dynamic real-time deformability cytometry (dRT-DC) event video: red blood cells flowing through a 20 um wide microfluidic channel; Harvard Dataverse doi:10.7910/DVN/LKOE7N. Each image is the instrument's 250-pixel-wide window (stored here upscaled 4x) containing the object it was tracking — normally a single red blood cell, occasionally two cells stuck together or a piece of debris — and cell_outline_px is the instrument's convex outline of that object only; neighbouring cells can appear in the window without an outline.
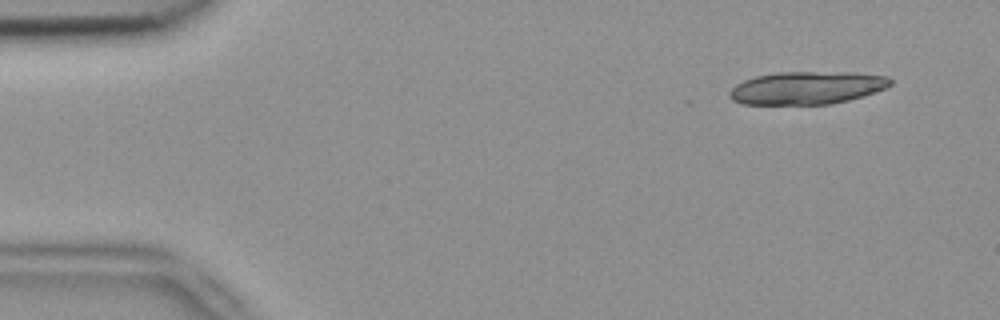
{"species": "common noctule bat (a hibernating species)", "species_latin": "Nyctalus noctula", "temperature_condition": "room temperature", "stored_images_in_passage": 3, "camera_frame_rate_fps": 3000, "um_per_image_px": 0.085, "animal": {"sex": "female", "body_mass_g": 18.4}, "frame": {"image": 1, "passage_image": 1, "time_ms": 0.0, "image_size_px": [1000, 320], "cell_outline_px": [[892, 84], [876, 92], [864, 96], [832, 104], [740, 104], [732, 100], [728, 96], [728, 92], [736, 84], [744, 80], [756, 76], [776, 72], [852, 72], [888, 76], [892, 80]], "centroid_in_image_um": [68.58, 7.46], "position_along_channel_um": 16.4, "area_um2": 30.98}}